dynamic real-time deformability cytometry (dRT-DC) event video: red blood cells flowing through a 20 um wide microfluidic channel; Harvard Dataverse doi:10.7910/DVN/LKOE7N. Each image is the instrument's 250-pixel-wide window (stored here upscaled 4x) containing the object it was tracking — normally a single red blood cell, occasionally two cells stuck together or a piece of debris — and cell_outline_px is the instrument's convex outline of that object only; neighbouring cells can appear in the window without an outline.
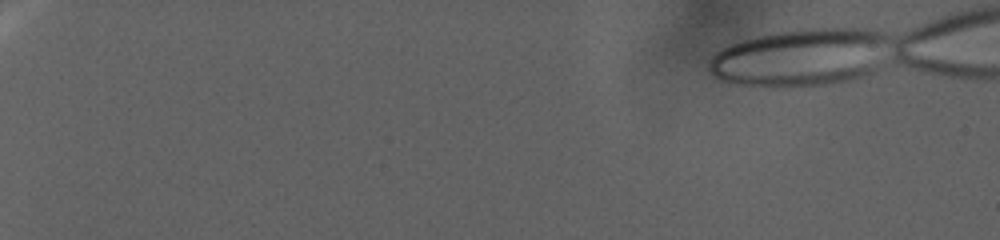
{"species": "human", "species_latin": "Homo sapiens", "temperature_condition": "warm", "stored_images_in_passage": 123, "camera_frame_rate_fps": 3000, "um_per_image_px": 0.085, "donor": {"sex": "female"}, "frame": {"image": 1, "passage_image": 2, "time_ms": 0.333, "image_size_px": [1000, 240], "cell_outline_px": [[880, 36], [868, 72], [844, 80], [824, 84], [744, 84], [728, 80], [712, 72], [712, 60], [720, 52], [744, 40], [764, 36], [788, 32], [868, 32]], "centroid_in_image_um": [67.8, 4.95], "position_along_channel_um": 17.2, "area_um2": 52.48}}
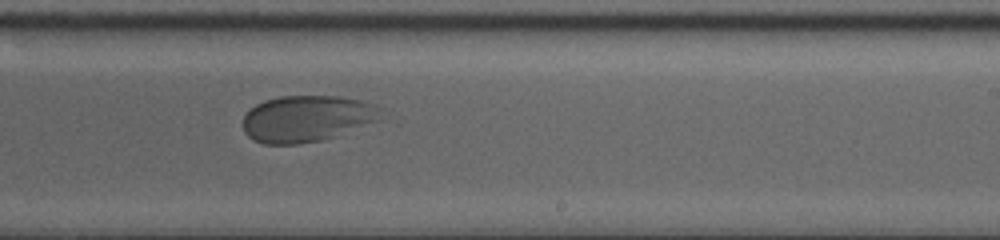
{"frame": {"image": 2, "passage_image": 83, "time_ms": 27.333, "image_size_px": [1000, 240], "cell_outline_px": [[380, 108], [376, 120], [332, 136], [320, 140], [296, 144], [264, 144], [248, 136], [244, 132], [244, 116], [256, 104], [264, 100], [280, 96], [340, 96], [360, 100], [372, 104]], "centroid_in_image_um": [26.0, 10.06], "position_along_channel_um": 263.0, "area_um2": 36.41}}
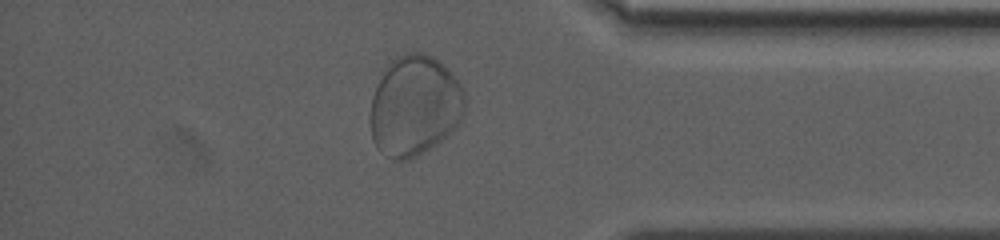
{"frame": {"image": 3, "passage_image": 109, "time_ms": 36.0, "image_size_px": [1000, 240], "cell_outline_px": [[464, 108], [456, 124], [436, 144], [416, 156], [408, 160], [396, 160], [380, 152], [376, 148], [372, 140], [368, 116], [372, 96], [388, 60], [404, 52], [424, 52], [432, 56], [456, 80], [460, 88], [464, 100]], "centroid_in_image_um": [35.13, 8.99], "position_along_channel_um": 400.1, "area_um2": 54.85}}